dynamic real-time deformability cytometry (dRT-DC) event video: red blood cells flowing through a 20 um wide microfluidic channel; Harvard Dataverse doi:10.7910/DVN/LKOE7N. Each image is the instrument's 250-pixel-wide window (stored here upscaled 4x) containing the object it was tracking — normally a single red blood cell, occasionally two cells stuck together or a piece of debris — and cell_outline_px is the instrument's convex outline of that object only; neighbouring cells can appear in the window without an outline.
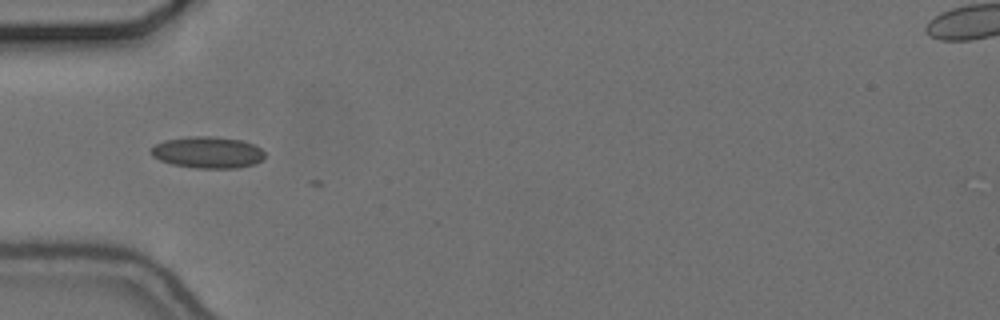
{"species": "common noctule bat (a hibernating species)", "species_latin": "Nyctalus noctula", "temperature_condition": "cold", "stored_images_in_passage": 2, "camera_frame_rate_fps": 3000, "um_per_image_px": 0.085, "animal": {"sex": "female", "body_mass_g": 24.6, "forearm_length_mm": 56.2}, "frame": {"image": 1, "passage_image": 1, "time_ms": 0.0, "image_size_px": [1000, 320], "cell_outline_px": [[264, 160], [256, 164], [236, 168], [196, 168], [172, 164], [160, 160], [152, 156], [148, 152], [148, 148], [164, 140], [188, 136], [216, 136], [244, 140], [260, 148], [264, 152]], "centroid_in_image_um": [17.64, 12.94], "position_along_channel_um": 67.4, "area_um2": 21.33}}